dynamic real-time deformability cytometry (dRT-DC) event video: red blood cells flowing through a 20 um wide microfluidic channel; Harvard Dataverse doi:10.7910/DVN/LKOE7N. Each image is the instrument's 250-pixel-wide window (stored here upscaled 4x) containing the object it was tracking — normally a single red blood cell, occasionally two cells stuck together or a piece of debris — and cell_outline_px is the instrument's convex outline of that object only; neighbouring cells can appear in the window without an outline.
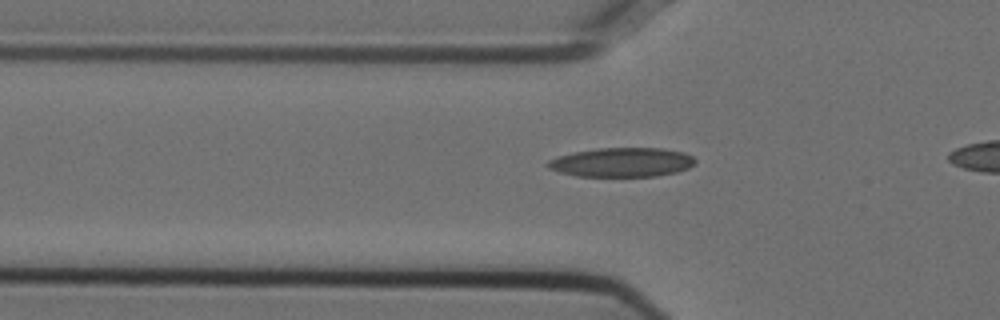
{"species": "Egyptian fruit bat (a non-hibernating species)", "species_latin": "Rousettus aegyptiacus", "temperature_condition": "cold", "stored_images_in_passage": 35, "camera_frame_rate_fps": 3000, "um_per_image_px": 0.085, "animal": {"sex": "female"}, "frame": {"image": 1, "passage_image": 7, "time_ms": 2.0, "image_size_px": [1000, 320], "cell_outline_px": [[696, 164], [688, 168], [676, 172], [656, 176], [576, 176], [560, 172], [548, 168], [548, 160], [556, 156], [576, 152], [600, 148], [660, 148], [684, 152], [692, 156], [696, 160]], "centroid_in_image_um": [52.88, 13.79], "position_along_channel_um": 72.9, "area_um2": 25.03}}
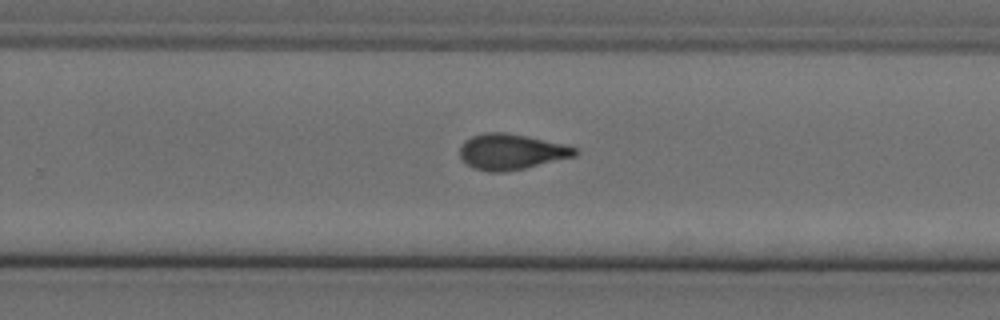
{"frame": {"image": 2, "passage_image": 24, "time_ms": 7.667, "image_size_px": [1000, 320], "cell_outline_px": [[580, 152], [576, 156], [524, 168], [504, 172], [488, 172], [476, 168], [468, 164], [460, 156], [460, 148], [464, 140], [472, 136], [484, 132], [504, 132], [564, 144], [576, 148]], "centroid_in_image_um": [43.46, 12.9], "position_along_channel_um": 286.3, "area_um2": 23.7}}
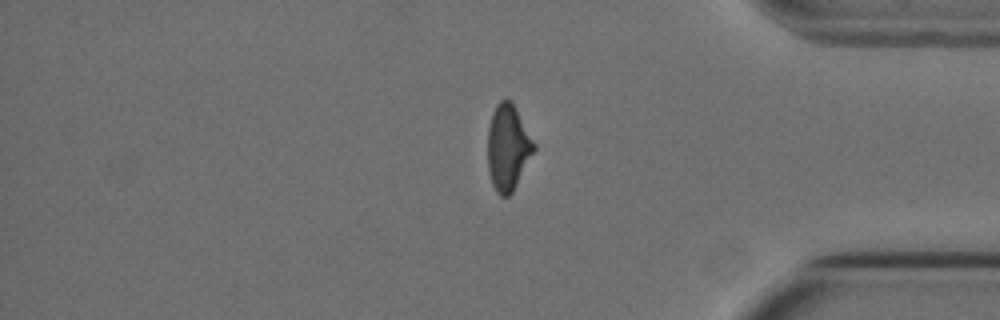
{"frame": {"image": 3, "passage_image": 34, "time_ms": 11.0, "image_size_px": [1000, 320], "cell_outline_px": [[536, 148], [512, 192], [508, 196], [500, 196], [496, 192], [492, 184], [488, 172], [488, 128], [492, 112], [496, 104], [500, 100], [512, 100], [536, 144]], "centroid_in_image_um": [43.17, 12.51], "position_along_channel_um": 392.0, "area_um2": 23.24}}